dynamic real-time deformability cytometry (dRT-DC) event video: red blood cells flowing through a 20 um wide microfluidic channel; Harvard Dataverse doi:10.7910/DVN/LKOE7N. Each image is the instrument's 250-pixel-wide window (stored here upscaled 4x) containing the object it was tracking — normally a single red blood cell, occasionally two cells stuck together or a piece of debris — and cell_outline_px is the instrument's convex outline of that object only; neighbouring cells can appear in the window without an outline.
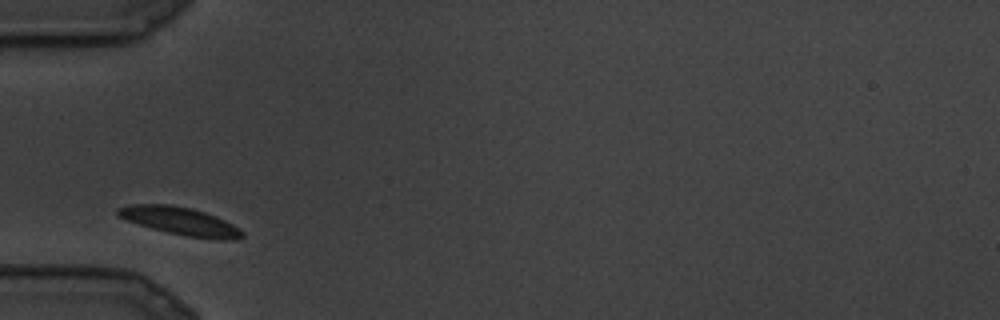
{"species": "common noctule bat (a hibernating species)", "species_latin": "Nyctalus noctula", "temperature_condition": "cold", "stored_images_in_passage": 8, "camera_frame_rate_fps": 3000, "um_per_image_px": 0.085, "animal": {"sex": "male", "body_mass_g": 19.5, "forearm_length_mm": 54.6}, "frame": {"image": 1, "passage_image": 1, "time_ms": 0.0, "image_size_px": [1000, 320], "cell_outline_px": [[244, 236], [236, 240], [228, 240], [184, 236], [152, 228], [124, 220], [116, 212], [116, 208], [128, 204], [168, 204], [192, 208], [216, 216], [240, 228], [244, 232]], "centroid_in_image_um": [15.32, 18.79], "position_along_channel_um": 69.7, "area_um2": 20.29}}
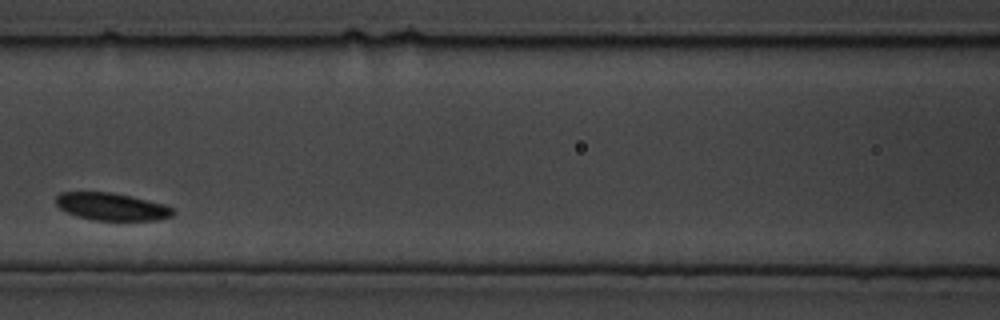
{"frame": {"image": 2, "passage_image": 5, "time_ms": 1.333, "image_size_px": [1000, 320], "cell_outline_px": [[176, 212], [172, 216], [156, 220], [92, 220], [76, 216], [60, 208], [56, 204], [56, 196], [60, 192], [112, 192], [132, 196], [164, 204], [172, 208]], "centroid_in_image_um": [9.5, 17.56], "position_along_channel_um": 157.1, "area_um2": 18.79}}
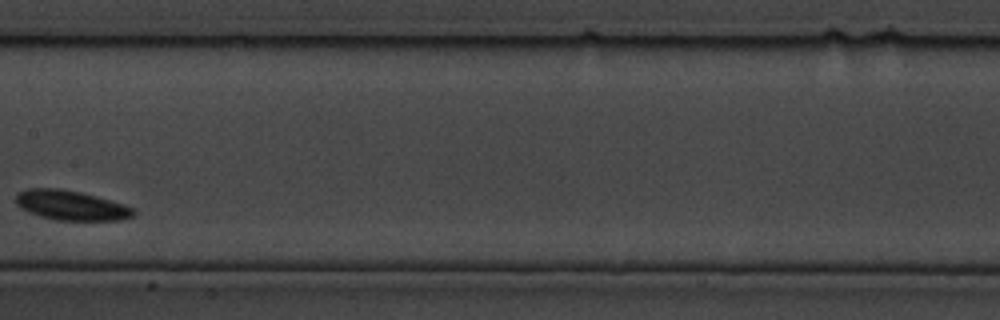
{"frame": {"image": 3, "passage_image": 7, "time_ms": 2.0, "image_size_px": [1000, 320], "cell_outline_px": [[136, 212], [132, 216], [120, 220], [56, 220], [40, 216], [20, 208], [16, 204], [16, 192], [28, 188], [56, 188], [80, 192], [96, 196], [124, 204], [132, 208]], "centroid_in_image_um": [6.0, 17.45], "position_along_channel_um": 201.4, "area_um2": 20.29}}